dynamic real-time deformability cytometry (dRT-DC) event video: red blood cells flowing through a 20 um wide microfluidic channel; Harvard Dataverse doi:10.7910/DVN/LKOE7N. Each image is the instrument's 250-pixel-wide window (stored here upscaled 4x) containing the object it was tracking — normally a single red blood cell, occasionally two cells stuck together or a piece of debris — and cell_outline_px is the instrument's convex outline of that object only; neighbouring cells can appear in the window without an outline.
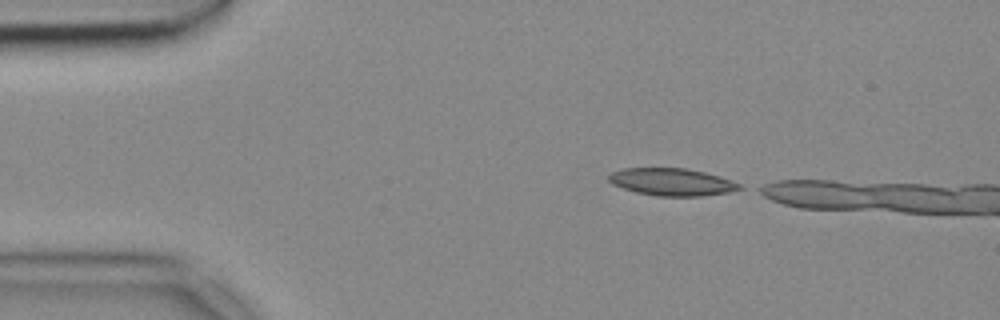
{"species": "common noctule bat (a hibernating species)", "species_latin": "Nyctalus noctula", "temperature_condition": "cold", "stored_images_in_passage": 5, "camera_frame_rate_fps": 3000, "um_per_image_px": 0.085, "animal": {"sex": "female", "body_mass_g": 18.4}, "frame": {"image": 1, "passage_image": 1, "time_ms": 0.0, "image_size_px": [1000, 320], "cell_outline_px": [[744, 188], [728, 192], [700, 196], [656, 196], [636, 192], [612, 184], [608, 180], [608, 176], [612, 172], [624, 168], [688, 168], [720, 176], [732, 180], [740, 184]], "centroid_in_image_um": [57.12, 15.46], "position_along_channel_um": 27.9, "area_um2": 20.87}}